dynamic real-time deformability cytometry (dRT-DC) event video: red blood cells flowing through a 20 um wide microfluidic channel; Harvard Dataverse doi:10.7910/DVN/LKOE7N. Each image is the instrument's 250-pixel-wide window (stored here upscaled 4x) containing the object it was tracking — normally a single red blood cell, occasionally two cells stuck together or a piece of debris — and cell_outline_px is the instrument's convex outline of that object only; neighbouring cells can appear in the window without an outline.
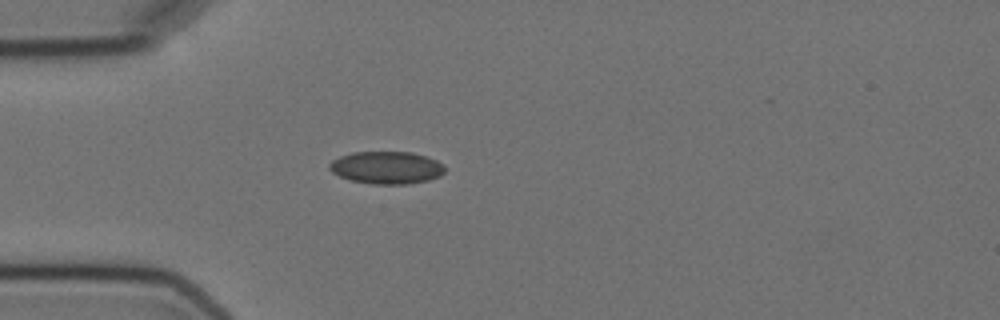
{"species": "Egyptian fruit bat (a non-hibernating species)", "species_latin": "Rousettus aegyptiacus", "temperature_condition": "cold", "stored_images_in_passage": 1, "camera_frame_rate_fps": 3000, "um_per_image_px": 0.085, "animal": {"sex": "female"}, "frame": {"image": 1, "passage_image": 1, "time_ms": 0.0, "image_size_px": [1000, 320], "cell_outline_px": [[444, 172], [440, 176], [428, 180], [408, 184], [372, 184], [352, 180], [340, 176], [332, 172], [328, 168], [328, 164], [332, 160], [340, 156], [352, 152], [412, 152], [436, 160], [444, 164]], "centroid_in_image_um": [32.85, 14.24], "position_along_channel_um": 52.2, "area_um2": 21.85}}